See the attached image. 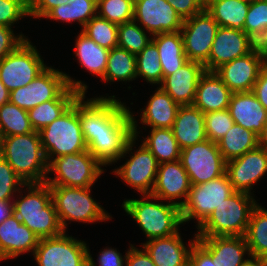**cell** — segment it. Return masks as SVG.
<instances>
[{
	"label": "cell",
	"mask_w": 267,
	"mask_h": 266,
	"mask_svg": "<svg viewBox=\"0 0 267 266\" xmlns=\"http://www.w3.org/2000/svg\"><path fill=\"white\" fill-rule=\"evenodd\" d=\"M85 98L78 97V115L87 150L103 167L115 164L134 136L131 111L115 95Z\"/></svg>",
	"instance_id": "cell-1"
},
{
	"label": "cell",
	"mask_w": 267,
	"mask_h": 266,
	"mask_svg": "<svg viewBox=\"0 0 267 266\" xmlns=\"http://www.w3.org/2000/svg\"><path fill=\"white\" fill-rule=\"evenodd\" d=\"M27 195L12 201V212L39 238H49L64 232L54 202L50 186L44 183H28Z\"/></svg>",
	"instance_id": "cell-2"
},
{
	"label": "cell",
	"mask_w": 267,
	"mask_h": 266,
	"mask_svg": "<svg viewBox=\"0 0 267 266\" xmlns=\"http://www.w3.org/2000/svg\"><path fill=\"white\" fill-rule=\"evenodd\" d=\"M87 88L84 82L73 80L68 74L51 66L29 85L11 91L9 101L28 111L50 100H77L81 94H86Z\"/></svg>",
	"instance_id": "cell-3"
},
{
	"label": "cell",
	"mask_w": 267,
	"mask_h": 266,
	"mask_svg": "<svg viewBox=\"0 0 267 266\" xmlns=\"http://www.w3.org/2000/svg\"><path fill=\"white\" fill-rule=\"evenodd\" d=\"M0 155L25 184L46 182L48 162L39 131L1 137Z\"/></svg>",
	"instance_id": "cell-4"
},
{
	"label": "cell",
	"mask_w": 267,
	"mask_h": 266,
	"mask_svg": "<svg viewBox=\"0 0 267 266\" xmlns=\"http://www.w3.org/2000/svg\"><path fill=\"white\" fill-rule=\"evenodd\" d=\"M159 200L151 194H144L140 200H124L121 206L137 222L148 240L172 236L183 224L181 208L170 202H157Z\"/></svg>",
	"instance_id": "cell-5"
},
{
	"label": "cell",
	"mask_w": 267,
	"mask_h": 266,
	"mask_svg": "<svg viewBox=\"0 0 267 266\" xmlns=\"http://www.w3.org/2000/svg\"><path fill=\"white\" fill-rule=\"evenodd\" d=\"M257 204L252 194L235 191L197 228V237L244 236Z\"/></svg>",
	"instance_id": "cell-6"
},
{
	"label": "cell",
	"mask_w": 267,
	"mask_h": 266,
	"mask_svg": "<svg viewBox=\"0 0 267 266\" xmlns=\"http://www.w3.org/2000/svg\"><path fill=\"white\" fill-rule=\"evenodd\" d=\"M48 164L56 157L87 151L78 115V98L67 111L39 131Z\"/></svg>",
	"instance_id": "cell-7"
},
{
	"label": "cell",
	"mask_w": 267,
	"mask_h": 266,
	"mask_svg": "<svg viewBox=\"0 0 267 266\" xmlns=\"http://www.w3.org/2000/svg\"><path fill=\"white\" fill-rule=\"evenodd\" d=\"M52 200L64 231L67 221L93 223L109 220L112 217L90 195L91 187L77 188L60 185H49Z\"/></svg>",
	"instance_id": "cell-8"
},
{
	"label": "cell",
	"mask_w": 267,
	"mask_h": 266,
	"mask_svg": "<svg viewBox=\"0 0 267 266\" xmlns=\"http://www.w3.org/2000/svg\"><path fill=\"white\" fill-rule=\"evenodd\" d=\"M133 122V137L129 140L126 145L123 155L120 157L124 158L126 154L130 153V159L125 164L120 165L119 168L113 170L114 175L120 177L128 186L140 192L141 195L151 194L158 171L159 163L155 156L149 151V149L141 144L137 151L134 150L139 131L137 130V121L132 112H130Z\"/></svg>",
	"instance_id": "cell-9"
},
{
	"label": "cell",
	"mask_w": 267,
	"mask_h": 266,
	"mask_svg": "<svg viewBox=\"0 0 267 266\" xmlns=\"http://www.w3.org/2000/svg\"><path fill=\"white\" fill-rule=\"evenodd\" d=\"M101 166L88 150L59 156L48 164V174L54 172L55 177L48 176L46 183L77 188L92 187L104 173Z\"/></svg>",
	"instance_id": "cell-10"
},
{
	"label": "cell",
	"mask_w": 267,
	"mask_h": 266,
	"mask_svg": "<svg viewBox=\"0 0 267 266\" xmlns=\"http://www.w3.org/2000/svg\"><path fill=\"white\" fill-rule=\"evenodd\" d=\"M28 38L0 61V80L11 92L29 85L48 66Z\"/></svg>",
	"instance_id": "cell-11"
},
{
	"label": "cell",
	"mask_w": 267,
	"mask_h": 266,
	"mask_svg": "<svg viewBox=\"0 0 267 266\" xmlns=\"http://www.w3.org/2000/svg\"><path fill=\"white\" fill-rule=\"evenodd\" d=\"M234 192L225 173L206 183L191 185L188 198L181 207L182 222L196 219L198 228Z\"/></svg>",
	"instance_id": "cell-12"
},
{
	"label": "cell",
	"mask_w": 267,
	"mask_h": 266,
	"mask_svg": "<svg viewBox=\"0 0 267 266\" xmlns=\"http://www.w3.org/2000/svg\"><path fill=\"white\" fill-rule=\"evenodd\" d=\"M180 162L191 185H199L225 173L226 161L216 142L209 139L181 149Z\"/></svg>",
	"instance_id": "cell-13"
},
{
	"label": "cell",
	"mask_w": 267,
	"mask_h": 266,
	"mask_svg": "<svg viewBox=\"0 0 267 266\" xmlns=\"http://www.w3.org/2000/svg\"><path fill=\"white\" fill-rule=\"evenodd\" d=\"M89 247L66 231L54 237L39 239L33 257L38 266H88Z\"/></svg>",
	"instance_id": "cell-14"
},
{
	"label": "cell",
	"mask_w": 267,
	"mask_h": 266,
	"mask_svg": "<svg viewBox=\"0 0 267 266\" xmlns=\"http://www.w3.org/2000/svg\"><path fill=\"white\" fill-rule=\"evenodd\" d=\"M218 27L206 9L184 20L180 32L188 60L203 65L208 61Z\"/></svg>",
	"instance_id": "cell-15"
},
{
	"label": "cell",
	"mask_w": 267,
	"mask_h": 266,
	"mask_svg": "<svg viewBox=\"0 0 267 266\" xmlns=\"http://www.w3.org/2000/svg\"><path fill=\"white\" fill-rule=\"evenodd\" d=\"M151 36L180 31L184 20L166 0H134V19Z\"/></svg>",
	"instance_id": "cell-16"
},
{
	"label": "cell",
	"mask_w": 267,
	"mask_h": 266,
	"mask_svg": "<svg viewBox=\"0 0 267 266\" xmlns=\"http://www.w3.org/2000/svg\"><path fill=\"white\" fill-rule=\"evenodd\" d=\"M267 172V152L260 146L226 162L225 174L237 192L251 193Z\"/></svg>",
	"instance_id": "cell-17"
},
{
	"label": "cell",
	"mask_w": 267,
	"mask_h": 266,
	"mask_svg": "<svg viewBox=\"0 0 267 266\" xmlns=\"http://www.w3.org/2000/svg\"><path fill=\"white\" fill-rule=\"evenodd\" d=\"M191 182L180 160L159 164L151 195L182 207L186 202ZM182 198L181 200H179ZM179 200L178 202L176 201Z\"/></svg>",
	"instance_id": "cell-18"
},
{
	"label": "cell",
	"mask_w": 267,
	"mask_h": 266,
	"mask_svg": "<svg viewBox=\"0 0 267 266\" xmlns=\"http://www.w3.org/2000/svg\"><path fill=\"white\" fill-rule=\"evenodd\" d=\"M39 238L12 212L0 223V261L34 253Z\"/></svg>",
	"instance_id": "cell-19"
},
{
	"label": "cell",
	"mask_w": 267,
	"mask_h": 266,
	"mask_svg": "<svg viewBox=\"0 0 267 266\" xmlns=\"http://www.w3.org/2000/svg\"><path fill=\"white\" fill-rule=\"evenodd\" d=\"M262 70L259 55L248 53L225 63L214 72L234 92H250Z\"/></svg>",
	"instance_id": "cell-20"
},
{
	"label": "cell",
	"mask_w": 267,
	"mask_h": 266,
	"mask_svg": "<svg viewBox=\"0 0 267 266\" xmlns=\"http://www.w3.org/2000/svg\"><path fill=\"white\" fill-rule=\"evenodd\" d=\"M204 72L202 63L188 60L171 75L164 77L160 88L179 105H193L198 81Z\"/></svg>",
	"instance_id": "cell-21"
},
{
	"label": "cell",
	"mask_w": 267,
	"mask_h": 266,
	"mask_svg": "<svg viewBox=\"0 0 267 266\" xmlns=\"http://www.w3.org/2000/svg\"><path fill=\"white\" fill-rule=\"evenodd\" d=\"M250 53L245 31L218 27L205 71H215L221 65Z\"/></svg>",
	"instance_id": "cell-22"
},
{
	"label": "cell",
	"mask_w": 267,
	"mask_h": 266,
	"mask_svg": "<svg viewBox=\"0 0 267 266\" xmlns=\"http://www.w3.org/2000/svg\"><path fill=\"white\" fill-rule=\"evenodd\" d=\"M190 241L188 248L178 232L169 237L147 240L141 245L156 266H188L190 250L197 241V235Z\"/></svg>",
	"instance_id": "cell-23"
},
{
	"label": "cell",
	"mask_w": 267,
	"mask_h": 266,
	"mask_svg": "<svg viewBox=\"0 0 267 266\" xmlns=\"http://www.w3.org/2000/svg\"><path fill=\"white\" fill-rule=\"evenodd\" d=\"M228 111L234 123L254 132L257 136L262 133L267 122V110L252 91L232 93Z\"/></svg>",
	"instance_id": "cell-24"
},
{
	"label": "cell",
	"mask_w": 267,
	"mask_h": 266,
	"mask_svg": "<svg viewBox=\"0 0 267 266\" xmlns=\"http://www.w3.org/2000/svg\"><path fill=\"white\" fill-rule=\"evenodd\" d=\"M197 242L218 266H241L251 257L244 236L197 237ZM246 254L247 259L244 258Z\"/></svg>",
	"instance_id": "cell-25"
},
{
	"label": "cell",
	"mask_w": 267,
	"mask_h": 266,
	"mask_svg": "<svg viewBox=\"0 0 267 266\" xmlns=\"http://www.w3.org/2000/svg\"><path fill=\"white\" fill-rule=\"evenodd\" d=\"M232 93L214 71H205L198 81L193 105L204 114L226 110Z\"/></svg>",
	"instance_id": "cell-26"
},
{
	"label": "cell",
	"mask_w": 267,
	"mask_h": 266,
	"mask_svg": "<svg viewBox=\"0 0 267 266\" xmlns=\"http://www.w3.org/2000/svg\"><path fill=\"white\" fill-rule=\"evenodd\" d=\"M172 131L181 149L207 140L205 114L194 105H180Z\"/></svg>",
	"instance_id": "cell-27"
},
{
	"label": "cell",
	"mask_w": 267,
	"mask_h": 266,
	"mask_svg": "<svg viewBox=\"0 0 267 266\" xmlns=\"http://www.w3.org/2000/svg\"><path fill=\"white\" fill-rule=\"evenodd\" d=\"M180 105L164 90L157 87L147 106L142 110L140 121L142 125L151 128H172Z\"/></svg>",
	"instance_id": "cell-28"
},
{
	"label": "cell",
	"mask_w": 267,
	"mask_h": 266,
	"mask_svg": "<svg viewBox=\"0 0 267 266\" xmlns=\"http://www.w3.org/2000/svg\"><path fill=\"white\" fill-rule=\"evenodd\" d=\"M151 37V41L158 49L163 78L171 75L188 61L180 31L161 33Z\"/></svg>",
	"instance_id": "cell-29"
},
{
	"label": "cell",
	"mask_w": 267,
	"mask_h": 266,
	"mask_svg": "<svg viewBox=\"0 0 267 266\" xmlns=\"http://www.w3.org/2000/svg\"><path fill=\"white\" fill-rule=\"evenodd\" d=\"M249 2L241 0H210L205 9L220 27L244 31Z\"/></svg>",
	"instance_id": "cell-30"
},
{
	"label": "cell",
	"mask_w": 267,
	"mask_h": 266,
	"mask_svg": "<svg viewBox=\"0 0 267 266\" xmlns=\"http://www.w3.org/2000/svg\"><path fill=\"white\" fill-rule=\"evenodd\" d=\"M75 43L74 53L78 57L80 65L90 74L103 79L110 50L98 45L82 31L78 34Z\"/></svg>",
	"instance_id": "cell-31"
},
{
	"label": "cell",
	"mask_w": 267,
	"mask_h": 266,
	"mask_svg": "<svg viewBox=\"0 0 267 266\" xmlns=\"http://www.w3.org/2000/svg\"><path fill=\"white\" fill-rule=\"evenodd\" d=\"M217 146L227 162L257 148L259 137L254 132L234 123L227 134L217 142Z\"/></svg>",
	"instance_id": "cell-32"
},
{
	"label": "cell",
	"mask_w": 267,
	"mask_h": 266,
	"mask_svg": "<svg viewBox=\"0 0 267 266\" xmlns=\"http://www.w3.org/2000/svg\"><path fill=\"white\" fill-rule=\"evenodd\" d=\"M251 257L267 258V210L257 204L250 215L244 235Z\"/></svg>",
	"instance_id": "cell-33"
},
{
	"label": "cell",
	"mask_w": 267,
	"mask_h": 266,
	"mask_svg": "<svg viewBox=\"0 0 267 266\" xmlns=\"http://www.w3.org/2000/svg\"><path fill=\"white\" fill-rule=\"evenodd\" d=\"M142 144L155 156L159 164L180 159L181 148L172 128H151L150 135L143 139Z\"/></svg>",
	"instance_id": "cell-34"
},
{
	"label": "cell",
	"mask_w": 267,
	"mask_h": 266,
	"mask_svg": "<svg viewBox=\"0 0 267 266\" xmlns=\"http://www.w3.org/2000/svg\"><path fill=\"white\" fill-rule=\"evenodd\" d=\"M137 79L136 56L129 51L115 47L109 51L104 82L133 81Z\"/></svg>",
	"instance_id": "cell-35"
},
{
	"label": "cell",
	"mask_w": 267,
	"mask_h": 266,
	"mask_svg": "<svg viewBox=\"0 0 267 266\" xmlns=\"http://www.w3.org/2000/svg\"><path fill=\"white\" fill-rule=\"evenodd\" d=\"M95 15L97 0H68L67 4L53 8L44 18L63 22L77 21L84 27Z\"/></svg>",
	"instance_id": "cell-36"
},
{
	"label": "cell",
	"mask_w": 267,
	"mask_h": 266,
	"mask_svg": "<svg viewBox=\"0 0 267 266\" xmlns=\"http://www.w3.org/2000/svg\"><path fill=\"white\" fill-rule=\"evenodd\" d=\"M34 132L28 111L10 101L0 106V138Z\"/></svg>",
	"instance_id": "cell-37"
},
{
	"label": "cell",
	"mask_w": 267,
	"mask_h": 266,
	"mask_svg": "<svg viewBox=\"0 0 267 266\" xmlns=\"http://www.w3.org/2000/svg\"><path fill=\"white\" fill-rule=\"evenodd\" d=\"M76 100H50L28 110V116L34 131L51 124L61 117Z\"/></svg>",
	"instance_id": "cell-38"
},
{
	"label": "cell",
	"mask_w": 267,
	"mask_h": 266,
	"mask_svg": "<svg viewBox=\"0 0 267 266\" xmlns=\"http://www.w3.org/2000/svg\"><path fill=\"white\" fill-rule=\"evenodd\" d=\"M136 71L137 78L143 77L150 84H161L163 71L157 46L152 41L136 55Z\"/></svg>",
	"instance_id": "cell-39"
},
{
	"label": "cell",
	"mask_w": 267,
	"mask_h": 266,
	"mask_svg": "<svg viewBox=\"0 0 267 266\" xmlns=\"http://www.w3.org/2000/svg\"><path fill=\"white\" fill-rule=\"evenodd\" d=\"M82 32L101 47L111 50L118 45V25L98 15L92 17Z\"/></svg>",
	"instance_id": "cell-40"
},
{
	"label": "cell",
	"mask_w": 267,
	"mask_h": 266,
	"mask_svg": "<svg viewBox=\"0 0 267 266\" xmlns=\"http://www.w3.org/2000/svg\"><path fill=\"white\" fill-rule=\"evenodd\" d=\"M147 31L134 20L118 25V45L117 47L129 51L133 55H138L152 40L147 36Z\"/></svg>",
	"instance_id": "cell-41"
},
{
	"label": "cell",
	"mask_w": 267,
	"mask_h": 266,
	"mask_svg": "<svg viewBox=\"0 0 267 266\" xmlns=\"http://www.w3.org/2000/svg\"><path fill=\"white\" fill-rule=\"evenodd\" d=\"M97 15L117 25L133 21L134 0H97Z\"/></svg>",
	"instance_id": "cell-42"
},
{
	"label": "cell",
	"mask_w": 267,
	"mask_h": 266,
	"mask_svg": "<svg viewBox=\"0 0 267 266\" xmlns=\"http://www.w3.org/2000/svg\"><path fill=\"white\" fill-rule=\"evenodd\" d=\"M234 121L228 109L205 113V130L207 139L218 142L233 126Z\"/></svg>",
	"instance_id": "cell-43"
},
{
	"label": "cell",
	"mask_w": 267,
	"mask_h": 266,
	"mask_svg": "<svg viewBox=\"0 0 267 266\" xmlns=\"http://www.w3.org/2000/svg\"><path fill=\"white\" fill-rule=\"evenodd\" d=\"M25 183L14 172L9 163L0 155V201H12L14 192L20 191Z\"/></svg>",
	"instance_id": "cell-44"
},
{
	"label": "cell",
	"mask_w": 267,
	"mask_h": 266,
	"mask_svg": "<svg viewBox=\"0 0 267 266\" xmlns=\"http://www.w3.org/2000/svg\"><path fill=\"white\" fill-rule=\"evenodd\" d=\"M29 16L28 0H0V25L11 27Z\"/></svg>",
	"instance_id": "cell-45"
},
{
	"label": "cell",
	"mask_w": 267,
	"mask_h": 266,
	"mask_svg": "<svg viewBox=\"0 0 267 266\" xmlns=\"http://www.w3.org/2000/svg\"><path fill=\"white\" fill-rule=\"evenodd\" d=\"M267 28V0H253L249 8L244 24V31H256Z\"/></svg>",
	"instance_id": "cell-46"
},
{
	"label": "cell",
	"mask_w": 267,
	"mask_h": 266,
	"mask_svg": "<svg viewBox=\"0 0 267 266\" xmlns=\"http://www.w3.org/2000/svg\"><path fill=\"white\" fill-rule=\"evenodd\" d=\"M24 34L15 35L12 27L0 25V61L26 40Z\"/></svg>",
	"instance_id": "cell-47"
},
{
	"label": "cell",
	"mask_w": 267,
	"mask_h": 266,
	"mask_svg": "<svg viewBox=\"0 0 267 266\" xmlns=\"http://www.w3.org/2000/svg\"><path fill=\"white\" fill-rule=\"evenodd\" d=\"M126 258H127V251L123 257L122 254L118 252L116 249L106 247L103 249V251L100 252L97 262L99 266H124ZM88 266H96L93 257L90 255V252H88Z\"/></svg>",
	"instance_id": "cell-48"
},
{
	"label": "cell",
	"mask_w": 267,
	"mask_h": 266,
	"mask_svg": "<svg viewBox=\"0 0 267 266\" xmlns=\"http://www.w3.org/2000/svg\"><path fill=\"white\" fill-rule=\"evenodd\" d=\"M183 20L191 18L205 9L201 0H166Z\"/></svg>",
	"instance_id": "cell-49"
},
{
	"label": "cell",
	"mask_w": 267,
	"mask_h": 266,
	"mask_svg": "<svg viewBox=\"0 0 267 266\" xmlns=\"http://www.w3.org/2000/svg\"><path fill=\"white\" fill-rule=\"evenodd\" d=\"M68 0H28L29 16L44 18L53 8L67 4Z\"/></svg>",
	"instance_id": "cell-50"
},
{
	"label": "cell",
	"mask_w": 267,
	"mask_h": 266,
	"mask_svg": "<svg viewBox=\"0 0 267 266\" xmlns=\"http://www.w3.org/2000/svg\"><path fill=\"white\" fill-rule=\"evenodd\" d=\"M250 53L261 56L267 49V28L246 33Z\"/></svg>",
	"instance_id": "cell-51"
},
{
	"label": "cell",
	"mask_w": 267,
	"mask_h": 266,
	"mask_svg": "<svg viewBox=\"0 0 267 266\" xmlns=\"http://www.w3.org/2000/svg\"><path fill=\"white\" fill-rule=\"evenodd\" d=\"M190 266H218L212 256L196 241L189 254Z\"/></svg>",
	"instance_id": "cell-52"
},
{
	"label": "cell",
	"mask_w": 267,
	"mask_h": 266,
	"mask_svg": "<svg viewBox=\"0 0 267 266\" xmlns=\"http://www.w3.org/2000/svg\"><path fill=\"white\" fill-rule=\"evenodd\" d=\"M125 266H156L146 250L143 248L138 249L134 245L130 244V248L127 251V258Z\"/></svg>",
	"instance_id": "cell-53"
},
{
	"label": "cell",
	"mask_w": 267,
	"mask_h": 266,
	"mask_svg": "<svg viewBox=\"0 0 267 266\" xmlns=\"http://www.w3.org/2000/svg\"><path fill=\"white\" fill-rule=\"evenodd\" d=\"M252 92L255 94L262 106L267 110V71L261 70Z\"/></svg>",
	"instance_id": "cell-54"
},
{
	"label": "cell",
	"mask_w": 267,
	"mask_h": 266,
	"mask_svg": "<svg viewBox=\"0 0 267 266\" xmlns=\"http://www.w3.org/2000/svg\"><path fill=\"white\" fill-rule=\"evenodd\" d=\"M12 213L11 201H0V223L9 217Z\"/></svg>",
	"instance_id": "cell-55"
},
{
	"label": "cell",
	"mask_w": 267,
	"mask_h": 266,
	"mask_svg": "<svg viewBox=\"0 0 267 266\" xmlns=\"http://www.w3.org/2000/svg\"><path fill=\"white\" fill-rule=\"evenodd\" d=\"M10 100V91L5 87V85L0 80V106L4 103L9 102Z\"/></svg>",
	"instance_id": "cell-56"
},
{
	"label": "cell",
	"mask_w": 267,
	"mask_h": 266,
	"mask_svg": "<svg viewBox=\"0 0 267 266\" xmlns=\"http://www.w3.org/2000/svg\"><path fill=\"white\" fill-rule=\"evenodd\" d=\"M241 266H267L265 259L250 257Z\"/></svg>",
	"instance_id": "cell-57"
},
{
	"label": "cell",
	"mask_w": 267,
	"mask_h": 266,
	"mask_svg": "<svg viewBox=\"0 0 267 266\" xmlns=\"http://www.w3.org/2000/svg\"><path fill=\"white\" fill-rule=\"evenodd\" d=\"M259 137V146L267 152V122L264 125L262 133Z\"/></svg>",
	"instance_id": "cell-58"
},
{
	"label": "cell",
	"mask_w": 267,
	"mask_h": 266,
	"mask_svg": "<svg viewBox=\"0 0 267 266\" xmlns=\"http://www.w3.org/2000/svg\"><path fill=\"white\" fill-rule=\"evenodd\" d=\"M262 69L267 71V49L261 54Z\"/></svg>",
	"instance_id": "cell-59"
},
{
	"label": "cell",
	"mask_w": 267,
	"mask_h": 266,
	"mask_svg": "<svg viewBox=\"0 0 267 266\" xmlns=\"http://www.w3.org/2000/svg\"><path fill=\"white\" fill-rule=\"evenodd\" d=\"M204 5H206L210 0H201Z\"/></svg>",
	"instance_id": "cell-60"
},
{
	"label": "cell",
	"mask_w": 267,
	"mask_h": 266,
	"mask_svg": "<svg viewBox=\"0 0 267 266\" xmlns=\"http://www.w3.org/2000/svg\"><path fill=\"white\" fill-rule=\"evenodd\" d=\"M241 1H245V2H249V3H250V2L253 1V0H241Z\"/></svg>",
	"instance_id": "cell-61"
}]
</instances>
